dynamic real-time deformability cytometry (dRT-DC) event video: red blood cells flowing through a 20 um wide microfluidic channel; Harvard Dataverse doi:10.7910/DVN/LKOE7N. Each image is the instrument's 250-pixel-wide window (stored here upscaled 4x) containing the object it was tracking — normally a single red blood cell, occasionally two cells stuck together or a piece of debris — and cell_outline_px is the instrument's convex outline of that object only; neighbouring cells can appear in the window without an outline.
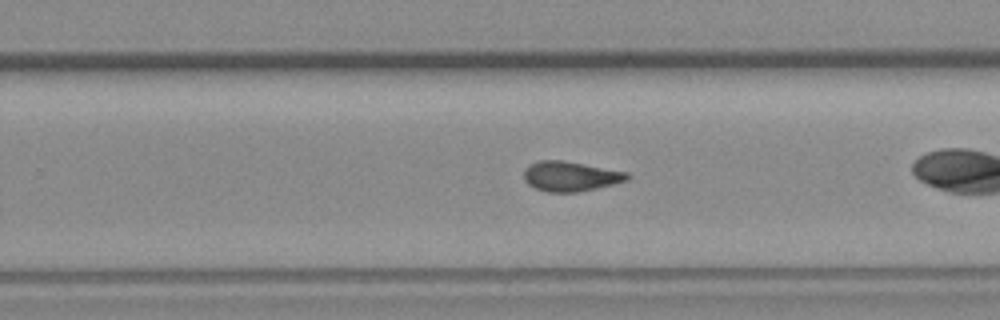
{"species": "common noctule bat (a hibernating species)", "species_latin": "Nyctalus noctula", "temperature_condition": "room temperature", "stored_images_in_passage": 34, "camera_frame_rate_fps": 3000, "um_per_image_px": 0.085, "animal": {"sex": "female", "body_mass_g": 19.3, "forearm_length_mm": 54.1}, "frame": {"image": 1, "passage_image": 25, "time_ms": 8.0, "image_size_px": [1000, 320], "cell_outline_px": [[632, 176], [628, 180], [596, 188], [576, 192], [548, 192], [536, 188], [528, 184], [524, 180], [524, 168], [528, 164], [540, 160], [564, 160], [628, 172]], "centroid_in_image_um": [48.48, 14.97], "position_along_channel_um": 281.3, "area_um2": 18.09}}